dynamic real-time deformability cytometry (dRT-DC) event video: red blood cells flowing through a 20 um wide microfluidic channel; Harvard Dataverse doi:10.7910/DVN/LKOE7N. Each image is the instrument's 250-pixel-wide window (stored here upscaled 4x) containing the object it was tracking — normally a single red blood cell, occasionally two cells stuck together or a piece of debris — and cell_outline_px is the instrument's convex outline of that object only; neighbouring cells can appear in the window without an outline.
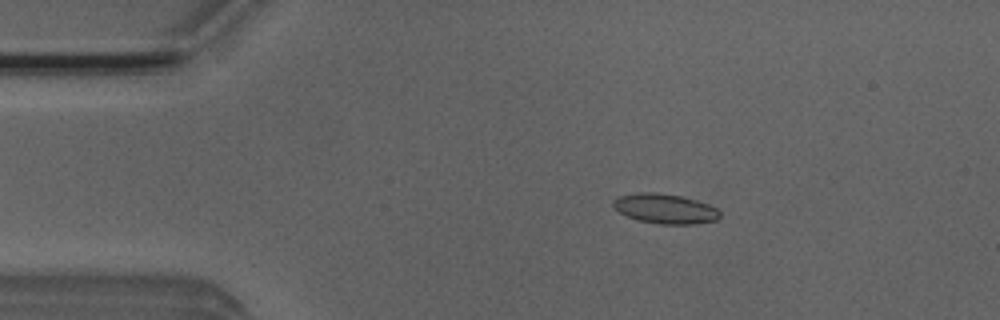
{"species": "Egyptian fruit bat (a non-hibernating species)", "species_latin": "Rousettus aegyptiacus", "temperature_condition": "room temperature", "stored_images_in_passage": 4, "camera_frame_rate_fps": 3000, "um_per_image_px": 0.085, "animal": {"sex": "male"}, "frame": {"image": 1, "passage_image": 3, "time_ms": 0.667, "image_size_px": [1000, 320], "cell_outline_px": [[720, 216], [716, 220], [696, 224], [660, 224], [636, 220], [620, 212], [612, 204], [612, 200], [620, 196], [636, 192], [656, 192], [680, 196], [696, 200], [708, 204], [716, 208], [720, 212]], "centroid_in_image_um": [56.53, 17.74], "position_along_channel_um": 28.5, "area_um2": 18.5}}